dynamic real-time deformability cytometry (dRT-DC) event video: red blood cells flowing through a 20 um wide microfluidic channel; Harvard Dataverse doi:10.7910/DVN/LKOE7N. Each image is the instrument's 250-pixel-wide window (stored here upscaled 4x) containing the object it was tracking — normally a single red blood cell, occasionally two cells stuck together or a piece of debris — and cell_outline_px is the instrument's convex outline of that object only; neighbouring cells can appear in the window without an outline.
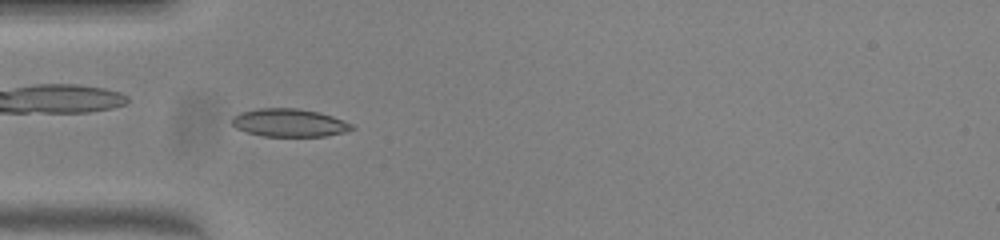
{"species": "common noctule bat (a hibernating species)", "species_latin": "Nyctalus noctula", "temperature_condition": "warm", "stored_images_in_passage": 44, "camera_frame_rate_fps": 3000, "um_per_image_px": 0.085, "animal": {"sex": "female", "body_mass_g": 23.0, "forearm_length_mm": 53.4}, "frame": {"image": 1, "passage_image": 9, "time_ms": 2.667, "image_size_px": [1000, 240], "cell_outline_px": [[356, 128], [344, 132], [324, 136], [264, 136], [248, 132], [236, 128], [232, 124], [232, 116], [240, 112], [260, 108], [296, 108], [320, 112], [344, 120], [352, 124]], "centroid_in_image_um": [24.6, 10.43], "position_along_channel_um": 60.4, "area_um2": 19.54}}
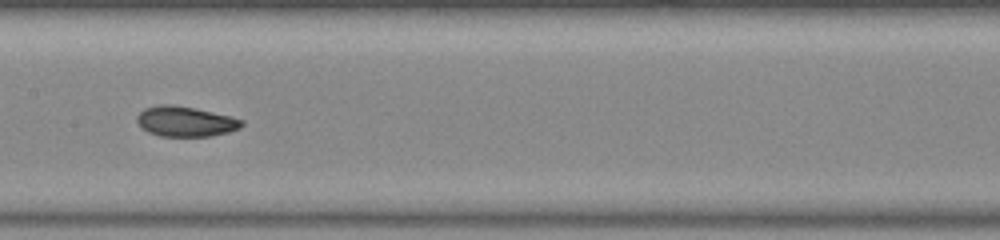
{"frame": {"image": 2, "passage_image": 19, "time_ms": 6.0, "image_size_px": [1000, 240], "cell_outline_px": [[244, 124], [240, 128], [228, 132], [212, 136], [160, 136], [148, 132], [136, 120], [140, 112], [144, 108], [160, 104], [172, 104], [192, 108], [228, 116], [244, 120]], "centroid_in_image_um": [15.76, 10.33], "position_along_channel_um": 191.6, "area_um2": 18.15}}
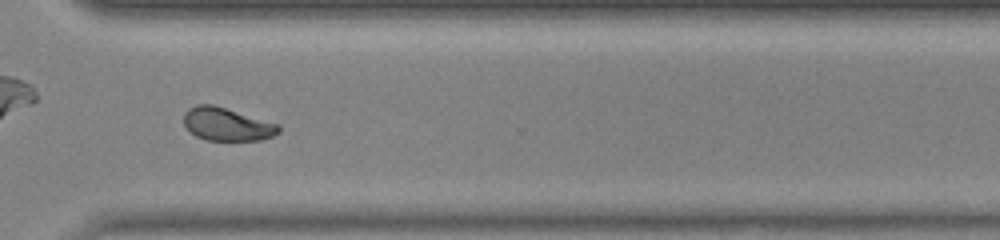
{"frame": {"image": 3, "passage_image": 31, "time_ms": 10.0, "image_size_px": [1000, 240], "cell_outline_px": [[280, 132], [272, 136], [260, 140], [208, 140], [196, 136], [184, 124], [184, 112], [188, 108], [196, 104], [212, 104], [280, 124]], "centroid_in_image_um": [19.3, 10.55], "position_along_channel_um": 351.3, "area_um2": 18.21}, "authors_computed_cell_mechanics": {"area_um2": 18.4671, "velocity_mm_per_s": 3.9931, "shape_relaxation_time_tau1_ms": 4.7499, "shape_relaxation_time_tau2_ms": 1.5849, "deformation_change_tau1": 0.1747, "deformation_change_tau2": 0.0625}}